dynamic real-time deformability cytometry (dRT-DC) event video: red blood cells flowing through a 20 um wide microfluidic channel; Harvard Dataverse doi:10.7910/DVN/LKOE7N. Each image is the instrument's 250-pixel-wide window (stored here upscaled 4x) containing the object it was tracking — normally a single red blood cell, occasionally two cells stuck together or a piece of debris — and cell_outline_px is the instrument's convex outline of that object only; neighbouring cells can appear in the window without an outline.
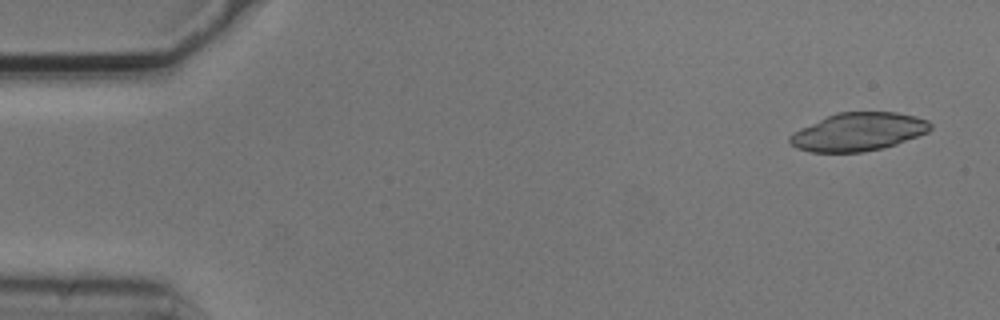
{"species": "common noctule bat (a hibernating species)", "species_latin": "Nyctalus noctula", "temperature_condition": "cold", "stored_images_in_passage": 4, "camera_frame_rate_fps": 3000, "um_per_image_px": 0.085, "animal": {"sex": "male", "body_mass_g": 20.5, "forearm_length_mm": 52.5}, "frame": {"image": 1, "passage_image": 1, "time_ms": 0.0, "image_size_px": [1000, 320], "cell_outline_px": [[932, 128], [928, 132], [896, 144], [884, 148], [864, 152], [808, 152], [796, 148], [788, 144], [788, 136], [792, 132], [800, 128], [836, 112], [896, 112], [916, 116], [928, 120], [932, 124]], "centroid_in_image_um": [72.93, 11.21], "position_along_channel_um": 12.1, "area_um2": 31.56}}